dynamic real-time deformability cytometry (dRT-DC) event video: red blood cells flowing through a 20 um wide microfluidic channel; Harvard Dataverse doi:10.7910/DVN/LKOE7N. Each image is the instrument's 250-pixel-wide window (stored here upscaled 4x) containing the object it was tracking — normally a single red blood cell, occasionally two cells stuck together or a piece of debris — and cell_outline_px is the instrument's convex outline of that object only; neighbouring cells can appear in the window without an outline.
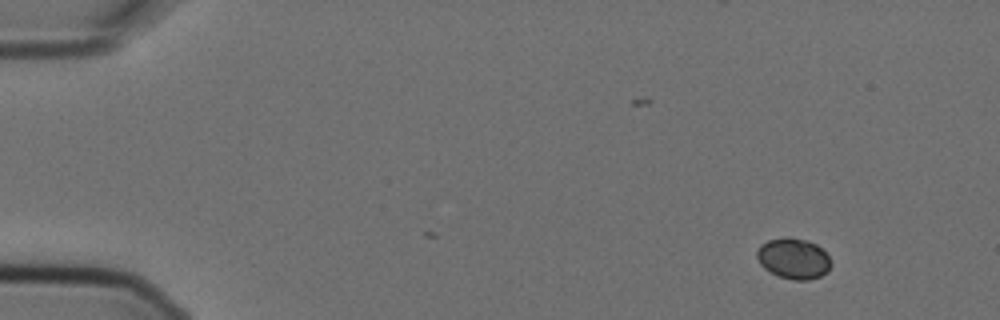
{"species": "Egyptian fruit bat (a non-hibernating species)", "species_latin": "Rousettus aegyptiacus", "temperature_condition": "cold", "stored_images_in_passage": 3, "camera_frame_rate_fps": 3000, "um_per_image_px": 0.085, "animal": {"sex": "female"}, "frame": {"image": 1, "passage_image": 3, "time_ms": 0.667, "image_size_px": [1000, 320], "cell_outline_px": [[832, 264], [828, 272], [820, 276], [808, 280], [792, 280], [780, 276], [764, 268], [760, 264], [756, 256], [756, 252], [760, 244], [768, 240], [788, 236], [808, 240], [816, 244], [828, 256]], "centroid_in_image_um": [67.44, 21.96], "position_along_channel_um": 17.6, "area_um2": 17.69}}